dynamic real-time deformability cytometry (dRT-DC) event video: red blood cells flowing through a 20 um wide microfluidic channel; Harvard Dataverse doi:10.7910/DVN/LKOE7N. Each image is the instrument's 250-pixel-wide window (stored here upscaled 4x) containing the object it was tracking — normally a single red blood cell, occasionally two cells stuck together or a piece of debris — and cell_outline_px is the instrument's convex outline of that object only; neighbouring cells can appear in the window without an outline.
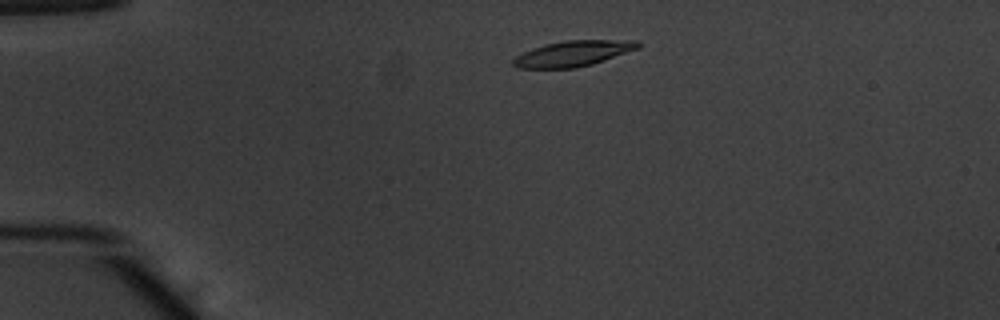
{"species": "common noctule bat (a hibernating species)", "species_latin": "Nyctalus noctula", "temperature_condition": "warm", "stored_images_in_passage": 46, "camera_frame_rate_fps": 3000, "um_per_image_px": 0.085, "animal": {"sex": "male", "body_mass_g": 20.1, "forearm_length_mm": 53.5}, "frame": {"image": 1, "passage_image": 5, "time_ms": 1.333, "image_size_px": [1000, 320], "cell_outline_px": [[640, 48], [592, 64], [576, 68], [516, 68], [512, 64], [512, 60], [516, 56], [532, 48], [564, 40], [640, 40]], "centroid_in_image_um": [48.73, 4.55], "position_along_channel_um": 36.3, "area_um2": 18.61}}
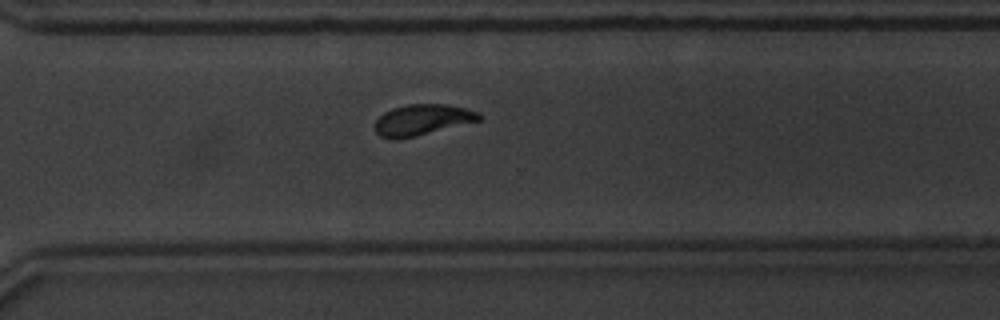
{"frame": {"image": 2, "passage_image": 32, "time_ms": 10.333, "image_size_px": [1000, 320], "cell_outline_px": [[480, 120], [416, 136], [396, 140], [392, 140], [380, 136], [376, 132], [376, 120], [384, 112], [392, 108], [408, 104], [444, 104], [464, 108], [480, 112]], "centroid_in_image_um": [35.86, 10.19], "position_along_channel_um": 334.7, "area_um2": 18.61}}
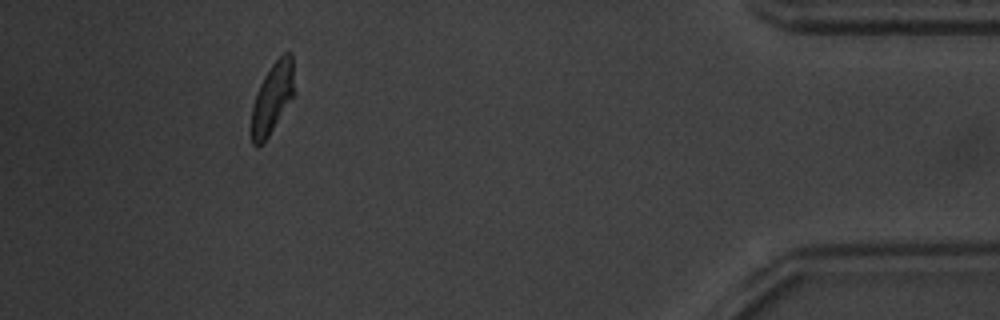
{"frame": {"image": 3, "passage_image": 42, "time_ms": 13.667, "image_size_px": [1000, 320], "cell_outline_px": [[296, 96], [268, 136], [256, 148], [252, 144], [252, 108], [256, 92], [264, 76], [272, 64], [284, 52], [292, 52], [296, 92]], "centroid_in_image_um": [23.21, 8.29], "position_along_channel_um": 412.0, "area_um2": 18.09}, "authors_computed_cell_mechanics": {"area_um2": 18.785, "velocity_mm_per_s": 3.856, "shape_relaxation_time_tau1_ms": 3.1251, "shape_relaxation_time_tau2_ms": 2.1449, "deformation_change_tau1": 0.1767, "deformation_change_tau2": 0.0811}}